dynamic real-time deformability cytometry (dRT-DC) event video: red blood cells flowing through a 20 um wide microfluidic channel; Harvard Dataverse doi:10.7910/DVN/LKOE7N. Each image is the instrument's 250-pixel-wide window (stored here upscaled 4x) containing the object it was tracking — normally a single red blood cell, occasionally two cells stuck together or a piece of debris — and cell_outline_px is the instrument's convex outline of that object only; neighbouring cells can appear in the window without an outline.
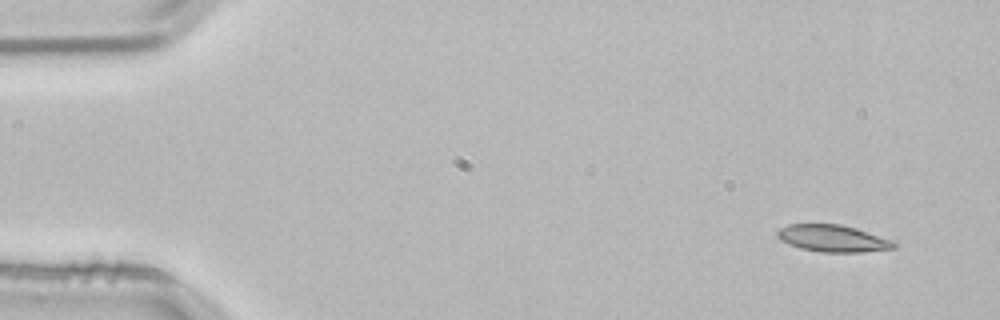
{"species": "common noctule bat (a hibernating species)", "species_latin": "Nyctalus noctula", "temperature_condition": "room temperature", "stored_images_in_passage": 4, "camera_frame_rate_fps": 3000, "um_per_image_px": 0.085, "animal": {"sex": "male", "body_mass_g": 21.5, "forearm_length_mm": 52.0}, "frame": {"image": 1, "passage_image": 1, "time_ms": 0.0, "image_size_px": [1000, 320], "cell_outline_px": [[896, 248], [860, 252], [820, 252], [800, 248], [780, 240], [776, 236], [776, 232], [780, 228], [788, 224], [840, 224], [856, 228], [896, 240]], "centroid_in_image_um": [70.82, 20.26], "position_along_channel_um": 14.2, "area_um2": 18.5}}
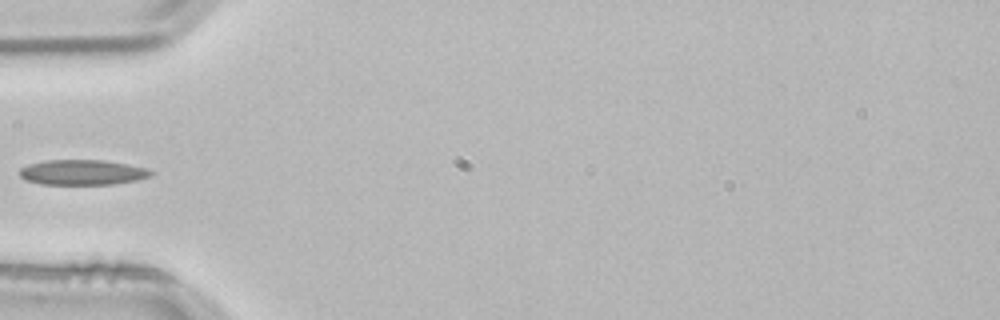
{"frame": {"image": 2, "passage_image": 4, "time_ms": 1.0, "image_size_px": [1000, 320], "cell_outline_px": [[156, 172], [152, 176], [136, 180], [112, 184], [40, 184], [24, 180], [20, 176], [20, 168], [28, 164], [44, 160], [104, 160], [128, 164], [148, 168]], "centroid_in_image_um": [7.02, 14.64], "position_along_channel_um": 78.0, "area_um2": 19.48}}